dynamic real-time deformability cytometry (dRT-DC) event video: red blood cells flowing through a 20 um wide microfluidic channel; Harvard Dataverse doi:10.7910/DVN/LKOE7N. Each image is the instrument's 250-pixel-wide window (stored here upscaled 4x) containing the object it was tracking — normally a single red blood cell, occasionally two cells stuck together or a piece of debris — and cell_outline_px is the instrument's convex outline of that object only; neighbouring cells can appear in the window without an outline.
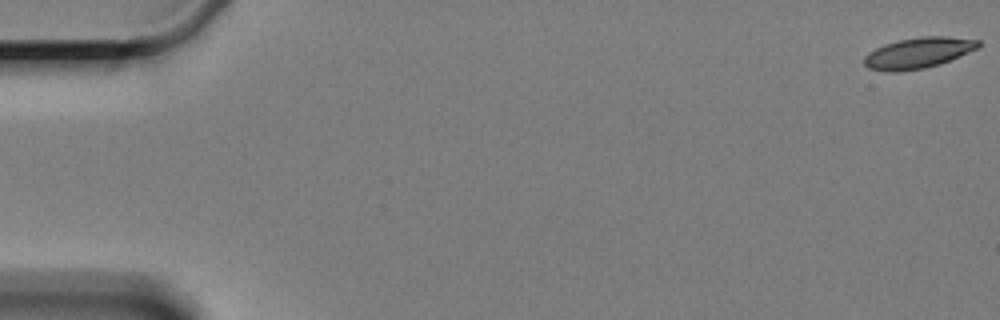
{"species": "Egyptian fruit bat (a non-hibernating species)", "species_latin": "Rousettus aegyptiacus", "temperature_condition": "cold", "stored_images_in_passage": 5, "camera_frame_rate_fps": 3000, "um_per_image_px": 0.085, "animal": {"sex": "female"}, "frame": {"image": 1, "passage_image": 1, "time_ms": 0.0, "image_size_px": [1000, 320], "cell_outline_px": [[980, 48], [940, 64], [924, 68], [896, 72], [888, 72], [868, 68], [864, 64], [864, 56], [868, 52], [884, 44], [900, 40], [924, 36], [948, 36], [980, 40]], "centroid_in_image_um": [78.07, 4.5], "position_along_channel_um": 6.9, "area_um2": 20.58}}
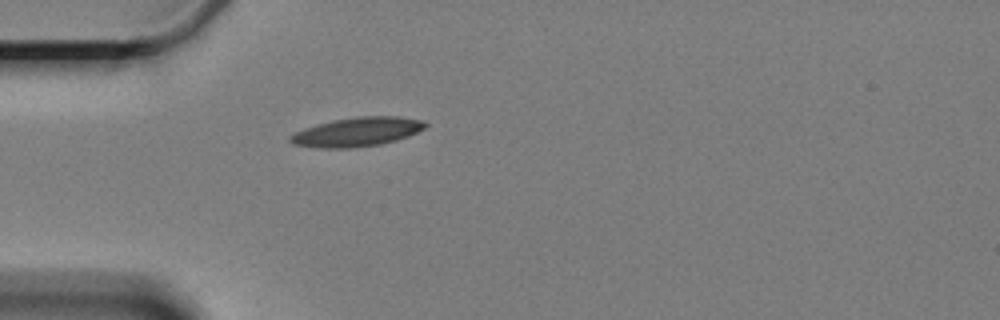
{"frame": {"image": 2, "passage_image": 5, "time_ms": 5.667, "image_size_px": [1000, 320], "cell_outline_px": [[428, 124], [424, 128], [408, 136], [396, 140], [380, 144], [352, 148], [316, 148], [292, 144], [288, 140], [288, 136], [304, 128], [316, 124], [332, 120], [356, 116], [400, 116], [424, 120]], "centroid_in_image_um": [30.33, 11.21], "position_along_channel_um": 54.7, "area_um2": 23.12}}